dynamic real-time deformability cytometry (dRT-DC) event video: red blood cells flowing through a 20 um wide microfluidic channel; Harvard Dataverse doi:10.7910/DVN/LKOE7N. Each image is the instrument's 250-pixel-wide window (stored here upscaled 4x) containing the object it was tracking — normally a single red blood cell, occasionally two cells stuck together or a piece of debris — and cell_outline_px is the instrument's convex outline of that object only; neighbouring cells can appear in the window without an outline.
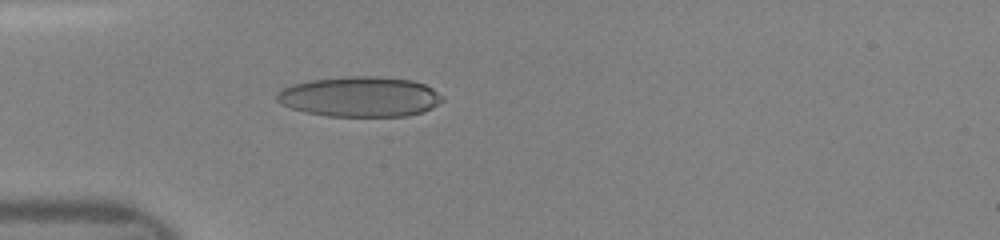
{"species": "human", "species_latin": "Homo sapiens", "temperature_condition": "room temperature", "stored_images_in_passage": 35, "camera_frame_rate_fps": 3000, "um_per_image_px": 0.085, "donor": {"sex": "female"}, "frame": {"image": 1, "passage_image": 2, "time_ms": 0.333, "image_size_px": [1000, 240], "cell_outline_px": [[444, 100], [432, 108], [424, 112], [408, 116], [328, 116], [304, 112], [280, 104], [276, 100], [276, 92], [292, 84], [308, 80], [348, 76], [380, 76], [412, 80], [424, 84], [432, 88], [444, 96]], "centroid_in_image_um": [30.6, 8.22], "position_along_channel_um": 54.4, "area_um2": 39.19}}
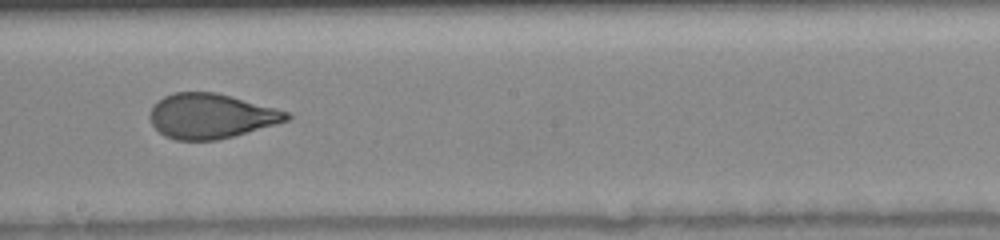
{"frame": {"image": 2, "passage_image": 15, "time_ms": 4.667, "image_size_px": [1000, 240], "cell_outline_px": [[292, 116], [288, 120], [276, 124], [232, 136], [216, 140], [176, 140], [164, 136], [152, 124], [148, 116], [152, 104], [156, 100], [164, 96], [176, 92], [216, 92], [292, 112]], "centroid_in_image_um": [17.91, 9.85], "position_along_channel_um": 230.3, "area_um2": 35.89}}
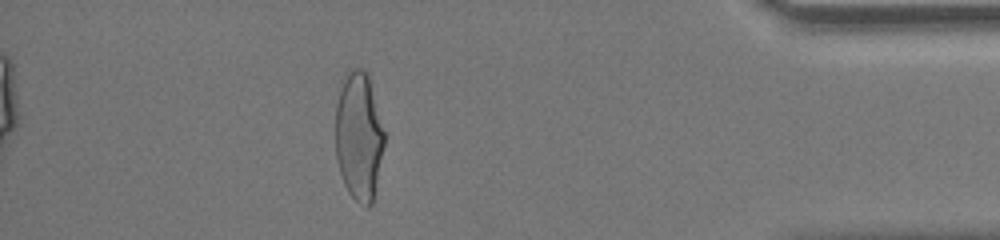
{"frame": {"image": 3, "passage_image": 30, "time_ms": 9.667, "image_size_px": [1000, 240], "cell_outline_px": [[384, 144], [372, 204], [368, 208], [360, 204], [348, 192], [344, 184], [340, 172], [336, 156], [336, 104], [344, 72], [348, 68], [360, 68], [368, 72], [384, 132]], "centroid_in_image_um": [30.49, 11.53], "position_along_channel_um": 404.7, "area_um2": 36.59}}